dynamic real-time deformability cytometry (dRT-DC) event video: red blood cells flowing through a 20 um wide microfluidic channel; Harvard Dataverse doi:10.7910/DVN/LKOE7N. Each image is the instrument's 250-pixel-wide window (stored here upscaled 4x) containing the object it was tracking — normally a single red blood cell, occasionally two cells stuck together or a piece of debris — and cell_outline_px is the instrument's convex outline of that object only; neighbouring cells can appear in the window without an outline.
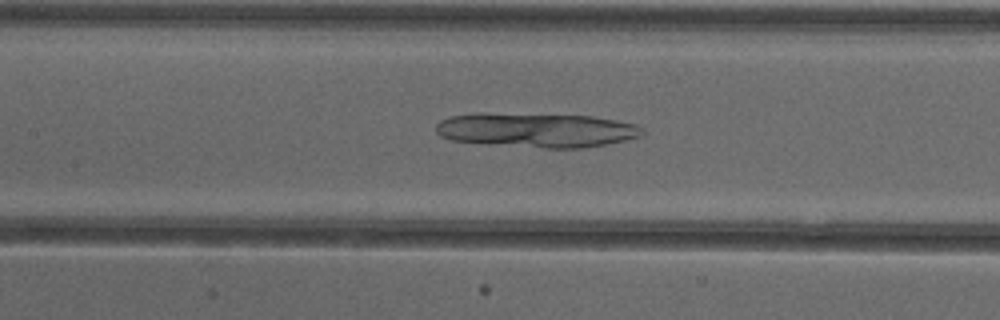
{"species": "common noctule bat (a hibernating species)", "species_latin": "Nyctalus noctula", "temperature_condition": "cold", "stored_images_in_passage": 51, "camera_frame_rate_fps": 3000, "um_per_image_px": 0.085, "animal": {"sex": "female"}, "frame": {"image": 1, "passage_image": 23, "time_ms": 7.333, "image_size_px": [1000, 320], "cell_outline_px": [[644, 132], [640, 136], [624, 140], [604, 144], [580, 148], [544, 148], [452, 140], [440, 136], [436, 132], [436, 124], [440, 120], [448, 116], [480, 112], [484, 112], [592, 116], [616, 120], [636, 124], [644, 128]], "centroid_in_image_um": [45.58, 11.03], "position_along_channel_um": 161.8, "area_um2": 41.44}}
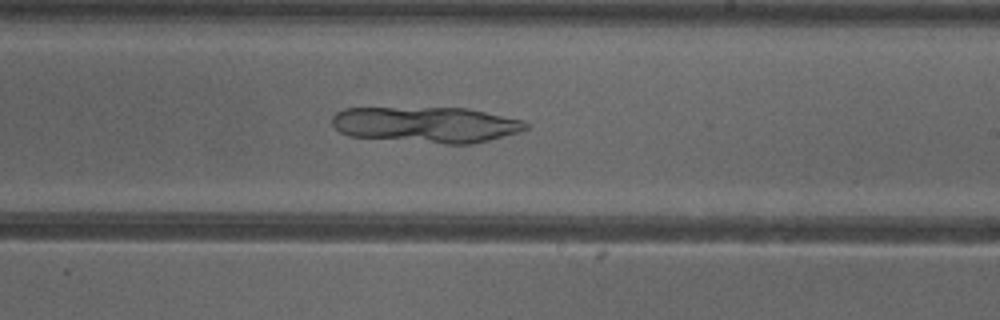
{"frame": {"image": 2, "passage_image": 30, "time_ms": 9.667, "image_size_px": [1000, 320], "cell_outline_px": [[528, 128], [520, 132], [472, 144], [444, 144], [348, 136], [340, 132], [332, 124], [332, 116], [336, 112], [344, 108], [468, 108], [524, 120], [528, 124]], "centroid_in_image_um": [36.24, 10.6], "position_along_channel_um": 252.8, "area_um2": 40.69}}
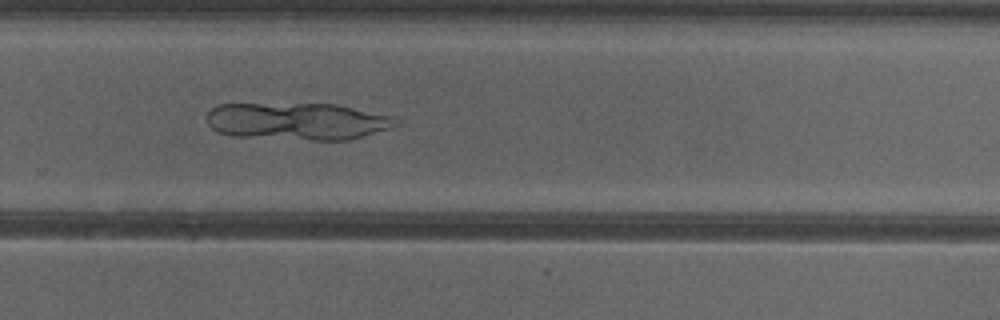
{"frame": {"image": 3, "passage_image": 34, "time_ms": 11.0, "image_size_px": [1000, 320], "cell_outline_px": [[400, 124], [392, 128], [348, 140], [316, 140], [232, 136], [216, 132], [208, 124], [204, 116], [216, 104], [336, 104], [392, 116]], "centroid_in_image_um": [25.24, 10.31], "position_along_channel_um": 304.6, "area_um2": 41.21}}